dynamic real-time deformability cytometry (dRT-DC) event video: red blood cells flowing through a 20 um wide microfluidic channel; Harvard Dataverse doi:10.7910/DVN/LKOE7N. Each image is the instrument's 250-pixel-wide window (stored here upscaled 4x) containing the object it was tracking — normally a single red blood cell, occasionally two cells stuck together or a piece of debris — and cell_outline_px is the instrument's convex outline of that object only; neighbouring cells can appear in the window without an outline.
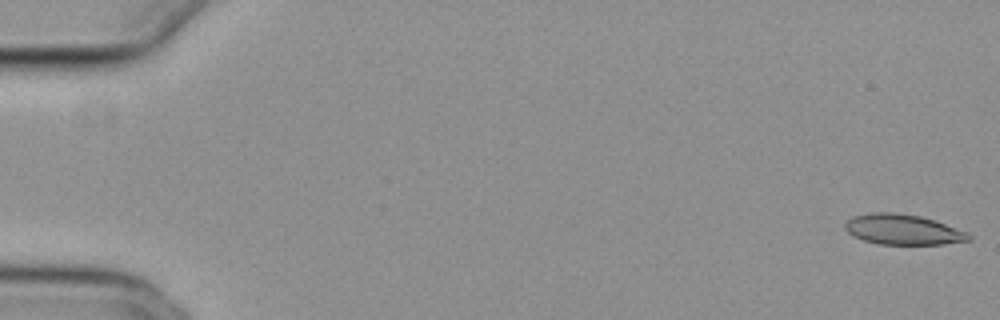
{"species": "common noctule bat (a hibernating species)", "species_latin": "Nyctalus noctula", "temperature_condition": "cold", "stored_images_in_passage": 54, "camera_frame_rate_fps": 3000, "um_per_image_px": 0.085, "animal": {"sex": "female", "body_mass_g": 29.2, "forearm_length_mm": 56.3}, "frame": {"image": 1, "passage_image": 1, "time_ms": 0.0, "image_size_px": [1000, 320], "cell_outline_px": [[972, 240], [944, 244], [880, 244], [864, 240], [852, 236], [844, 228], [844, 224], [852, 216], [872, 212], [896, 212], [920, 216], [968, 232], [972, 236]], "centroid_in_image_um": [76.73, 19.51], "position_along_channel_um": 8.3, "area_um2": 21.85}}
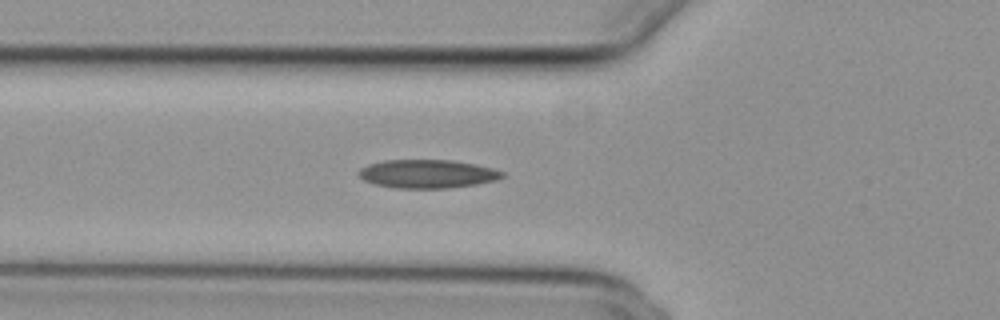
{"frame": {"image": 2, "passage_image": 20, "time_ms": 6.333, "image_size_px": [1000, 320], "cell_outline_px": [[508, 176], [496, 180], [476, 184], [448, 188], [396, 188], [376, 184], [364, 180], [356, 172], [360, 168], [368, 164], [384, 160], [452, 160], [476, 164], [492, 168], [504, 172]], "centroid_in_image_um": [36.35, 14.77], "position_along_channel_um": 89.4, "area_um2": 23.93}}
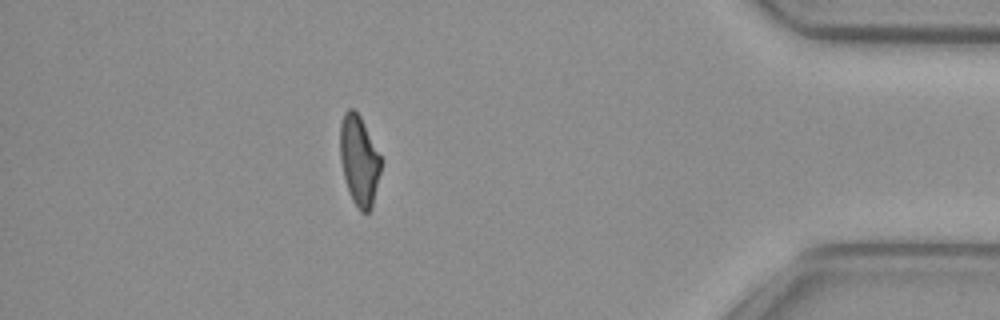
{"frame": {"image": 3, "passage_image": 48, "time_ms": 15.667, "image_size_px": [1000, 320], "cell_outline_px": [[384, 160], [372, 208], [368, 212], [360, 212], [352, 200], [344, 176], [340, 160], [340, 124], [344, 112], [348, 108], [352, 108], [360, 116]], "centroid_in_image_um": [30.56, 13.64], "position_along_channel_um": 404.6, "area_um2": 21.79}, "authors_computed_cell_mechanics": {"area_um2": 22.7154, "velocity_mm_per_s": 3.8445, "shape_relaxation_time_tau1_ms": null, "shape_relaxation_time_tau2_ms": 4.5528, "deformation_change_tau1": null, "deformation_change_tau2": 0.1133}}